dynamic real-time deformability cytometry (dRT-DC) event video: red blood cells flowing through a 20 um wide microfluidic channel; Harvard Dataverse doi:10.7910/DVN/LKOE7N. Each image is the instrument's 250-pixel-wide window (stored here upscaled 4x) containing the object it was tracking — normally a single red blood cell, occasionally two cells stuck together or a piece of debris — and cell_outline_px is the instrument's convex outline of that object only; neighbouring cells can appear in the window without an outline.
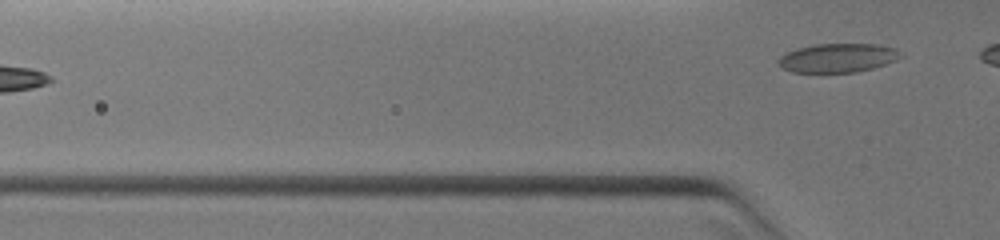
{"species": "common noctule bat (a hibernating species)", "species_latin": "Nyctalus noctula", "temperature_condition": "warm", "stored_images_in_passage": 5, "segment_of_instrument_passage": [2, 2], "camera_frame_rate_fps": 3000, "um_per_image_px": 0.085, "animal": {"sex": "female", "body_mass_g": 19.0, "forearm_length_mm": 51.5}, "frame": {"image": 1, "passage_image": 5, "time_ms": 1.667, "image_size_px": [1000, 240], "cell_outline_px": [[900, 56], [896, 60], [872, 68], [856, 72], [792, 72], [780, 68], [780, 56], [784, 52], [796, 48], [816, 44], [876, 44], [896, 48]], "centroid_in_image_um": [71.16, 4.92], "position_along_channel_um": 54.6, "area_um2": 20.46}}